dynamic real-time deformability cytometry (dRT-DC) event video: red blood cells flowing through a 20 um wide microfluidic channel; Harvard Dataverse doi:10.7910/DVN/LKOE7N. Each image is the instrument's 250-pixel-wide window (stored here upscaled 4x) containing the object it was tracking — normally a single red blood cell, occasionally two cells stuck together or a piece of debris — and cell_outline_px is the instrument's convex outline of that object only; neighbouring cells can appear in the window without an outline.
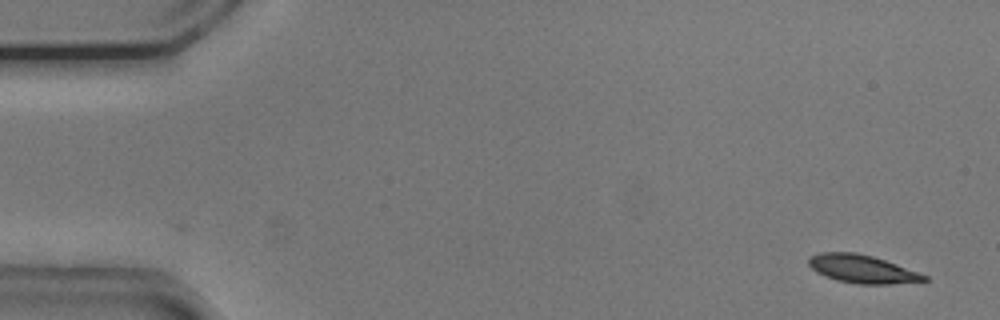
{"species": "common noctule bat (a hibernating species)", "species_latin": "Nyctalus noctula", "temperature_condition": "cold", "stored_images_in_passage": 9, "camera_frame_rate_fps": 3000, "um_per_image_px": 0.085, "animal": {"sex": "male", "body_mass_g": 20.5, "forearm_length_mm": 52.5}, "frame": {"image": 1, "passage_image": 1, "time_ms": 0.0, "image_size_px": [1000, 320], "cell_outline_px": [[928, 280], [892, 284], [856, 284], [836, 280], [816, 272], [808, 264], [808, 256], [820, 252], [856, 252], [872, 256], [896, 264], [928, 276]], "centroid_in_image_um": [73.24, 22.86], "position_along_channel_um": 11.8, "area_um2": 18.9}}